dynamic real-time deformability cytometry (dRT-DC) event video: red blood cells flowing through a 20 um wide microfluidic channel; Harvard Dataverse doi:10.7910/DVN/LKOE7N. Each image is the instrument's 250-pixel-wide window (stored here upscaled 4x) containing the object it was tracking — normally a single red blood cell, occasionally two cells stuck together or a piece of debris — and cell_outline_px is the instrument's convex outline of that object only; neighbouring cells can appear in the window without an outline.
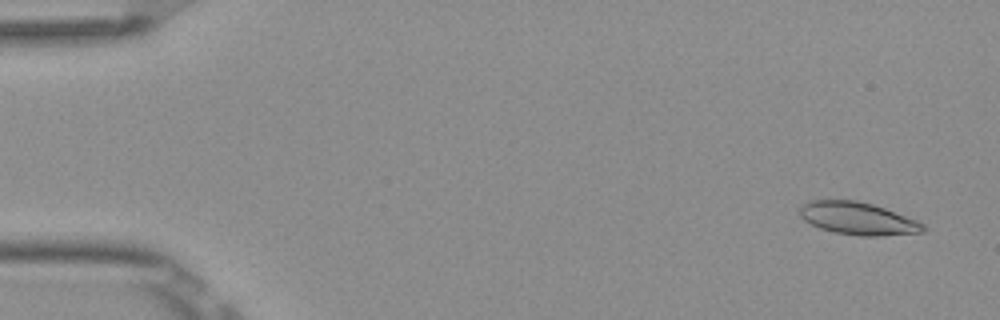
{"species": "Egyptian fruit bat (a non-hibernating species)", "species_latin": "Rousettus aegyptiacus", "temperature_condition": "room temperature", "stored_images_in_passage": 7, "camera_frame_rate_fps": 3000, "um_per_image_px": 0.085, "frame": {"image": 1, "passage_image": 1, "time_ms": 0.0, "image_size_px": [1000, 320], "cell_outline_px": [[928, 228], [924, 232], [880, 236], [860, 236], [836, 232], [820, 228], [804, 220], [800, 216], [800, 204], [808, 200], [856, 200], [872, 204], [884, 208], [916, 220], [924, 224]], "centroid_in_image_um": [72.92, 18.57], "position_along_channel_um": 12.1, "area_um2": 23.41}}
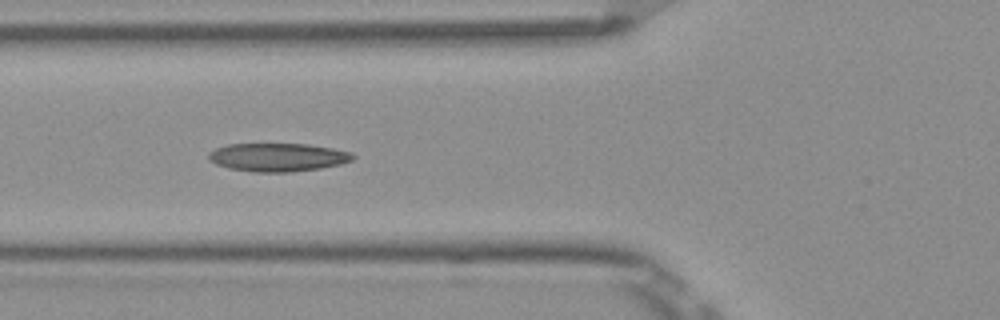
{"frame": {"image": 2, "passage_image": 6, "time_ms": 1.667, "image_size_px": [1000, 320], "cell_outline_px": [[356, 156], [352, 160], [340, 164], [320, 168], [292, 172], [252, 172], [228, 168], [216, 164], [208, 160], [208, 152], [216, 148], [228, 144], [308, 144], [332, 148], [352, 152]], "centroid_in_image_um": [23.6, 13.37], "position_along_channel_um": 102.2, "area_um2": 23.93}}
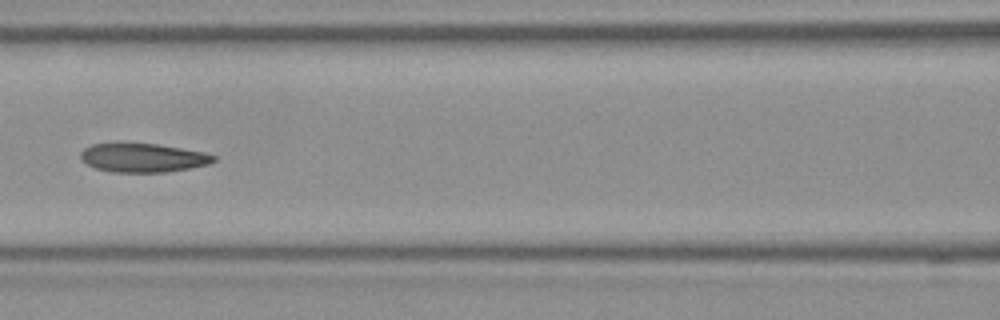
{"frame": {"image": 3, "passage_image": 7, "time_ms": 2.0, "image_size_px": [1000, 320], "cell_outline_px": [[216, 160], [208, 164], [168, 172], [112, 172], [96, 168], [80, 160], [80, 152], [84, 148], [92, 144], [116, 140], [124, 140], [160, 144], [204, 152], [216, 156]], "centroid_in_image_um": [12.08, 13.35], "position_along_channel_um": 154.5, "area_um2": 23.29}}